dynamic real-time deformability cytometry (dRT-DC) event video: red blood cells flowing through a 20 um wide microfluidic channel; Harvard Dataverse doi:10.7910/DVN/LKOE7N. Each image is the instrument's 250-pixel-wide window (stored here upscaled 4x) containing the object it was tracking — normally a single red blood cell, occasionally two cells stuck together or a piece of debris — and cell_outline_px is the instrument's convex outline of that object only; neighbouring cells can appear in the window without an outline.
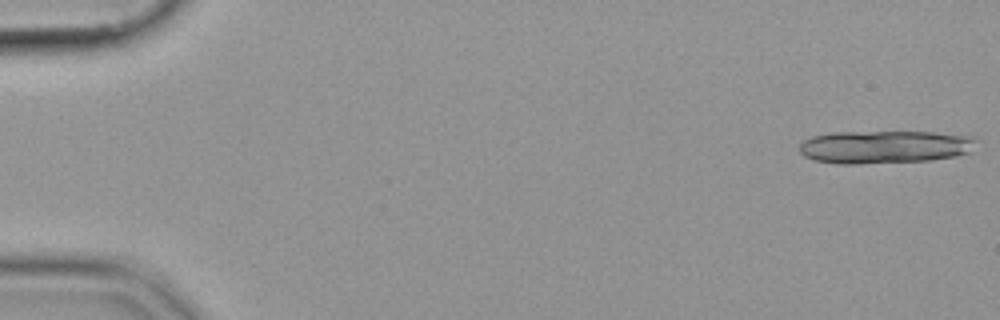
{"species": "common noctule bat (a hibernating species)", "species_latin": "Nyctalus noctula", "temperature_condition": "cold", "stored_images_in_passage": 8, "camera_frame_rate_fps": 3000, "um_per_image_px": 0.085, "animal": {"sex": "female", "body_mass_g": 19.9}, "frame": {"image": 1, "passage_image": 1, "time_ms": 0.0, "image_size_px": [1000, 320], "cell_outline_px": [[980, 140], [972, 152], [956, 156], [932, 160], [860, 164], [840, 164], [812, 160], [804, 156], [800, 152], [800, 144], [804, 140], [812, 136], [832, 132], [932, 132], [972, 136]], "centroid_in_image_um": [75.24, 12.49], "position_along_channel_um": 9.8, "area_um2": 34.45}}